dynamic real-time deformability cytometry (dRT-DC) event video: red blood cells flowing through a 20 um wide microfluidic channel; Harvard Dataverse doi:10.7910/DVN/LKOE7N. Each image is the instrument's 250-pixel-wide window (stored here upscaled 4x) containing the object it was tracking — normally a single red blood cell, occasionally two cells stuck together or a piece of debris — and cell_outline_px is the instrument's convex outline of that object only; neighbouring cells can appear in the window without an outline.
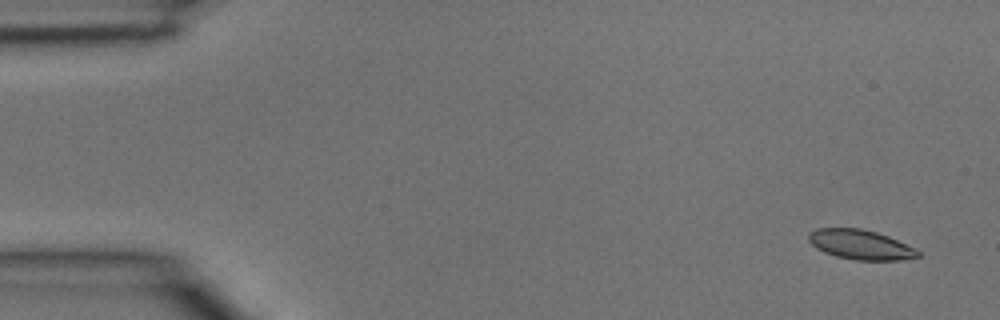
{"species": "common noctule bat (a hibernating species)", "species_latin": "Nyctalus noctula", "temperature_condition": "room temperature", "stored_images_in_passage": 5, "camera_frame_rate_fps": 3000, "um_per_image_px": 0.085, "animal": {"sex": "male", "body_mass_g": 15.6}, "frame": {"image": 1, "passage_image": 1, "time_ms": 0.0, "image_size_px": [1000, 320], "cell_outline_px": [[920, 256], [900, 260], [856, 260], [836, 256], [824, 252], [816, 248], [808, 240], [808, 232], [816, 228], [860, 228], [876, 232], [888, 236], [916, 248], [920, 252]], "centroid_in_image_um": [73.13, 20.79], "position_along_channel_um": 11.9, "area_um2": 18.96}}
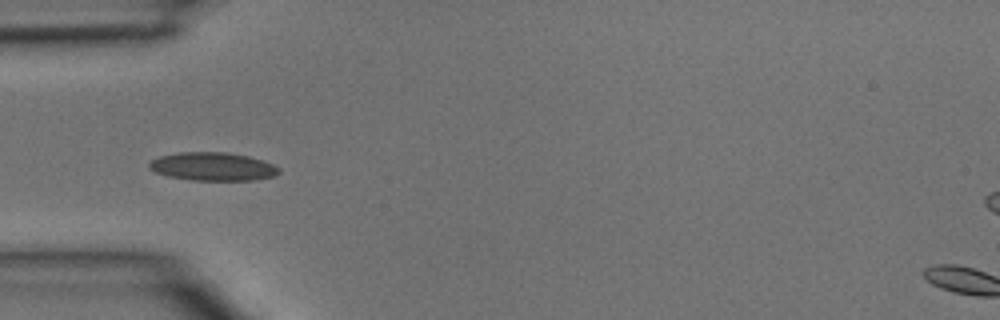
{"frame": {"image": 2, "passage_image": 4, "time_ms": 1.0, "image_size_px": [1000, 320], "cell_outline_px": [[280, 172], [276, 176], [256, 180], [192, 180], [168, 176], [156, 172], [148, 168], [148, 164], [152, 160], [160, 156], [180, 152], [224, 152], [248, 156], [272, 164], [280, 168]], "centroid_in_image_um": [18.09, 14.16], "position_along_channel_um": 66.9, "area_um2": 21.33}}